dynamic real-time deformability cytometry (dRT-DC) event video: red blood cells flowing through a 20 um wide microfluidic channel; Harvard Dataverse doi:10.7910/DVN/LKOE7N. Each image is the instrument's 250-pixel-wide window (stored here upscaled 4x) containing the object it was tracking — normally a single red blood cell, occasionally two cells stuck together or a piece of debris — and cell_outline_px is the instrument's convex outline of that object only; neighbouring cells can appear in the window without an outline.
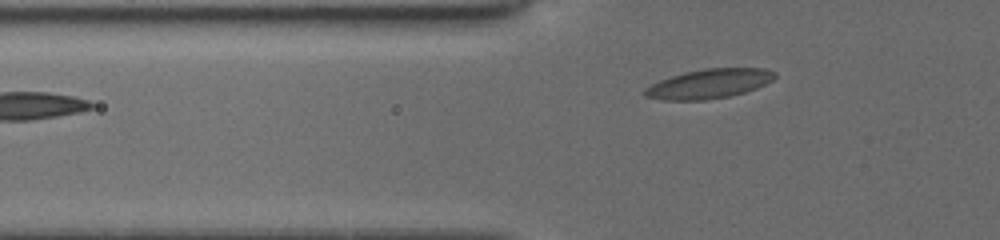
{"species": "common noctule bat (a hibernating species)", "species_latin": "Nyctalus noctula", "temperature_condition": "cold", "stored_images_in_passage": 37, "camera_frame_rate_fps": 3000, "um_per_image_px": 0.085, "animal": {"sex": "female", "body_mass_g": 19.5, "forearm_length_mm": 54.1}, "frame": {"image": 1, "passage_image": 2, "time_ms": 0.333, "image_size_px": [1000, 240], "cell_outline_px": [[776, 76], [772, 80], [756, 88], [744, 92], [728, 96], [704, 100], [664, 100], [644, 96], [644, 88], [660, 80], [684, 72], [704, 68], [764, 68], [776, 72]], "centroid_in_image_um": [60.26, 7.11], "position_along_channel_um": 65.5, "area_um2": 22.14}}
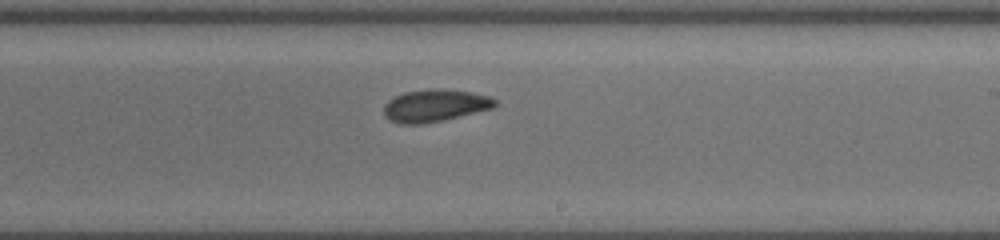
{"frame": {"image": 2, "passage_image": 17, "time_ms": 5.333, "image_size_px": [1000, 240], "cell_outline_px": [[500, 104], [492, 108], [444, 120], [420, 124], [400, 124], [384, 116], [384, 104], [388, 100], [404, 92], [436, 88], [444, 88], [472, 92], [488, 96], [496, 100]], "centroid_in_image_um": [36.98, 8.96], "position_along_channel_um": 252.0, "area_um2": 20.98}}
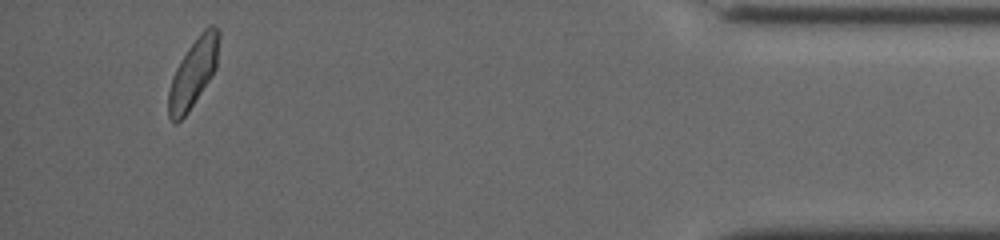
{"frame": {"image": 3, "passage_image": 34, "time_ms": 11.0, "image_size_px": [1000, 240], "cell_outline_px": [[220, 36], [216, 68], [212, 76], [188, 112], [176, 124], [168, 116], [168, 92], [176, 68], [180, 60], [188, 48], [200, 32], [208, 24], [212, 24], [220, 32]], "centroid_in_image_um": [16.44, 6.17], "position_along_channel_um": 418.8, "area_um2": 20.06}, "authors_computed_cell_mechanics": {"area_um2": 20.5768, "velocity_mm_per_s": 3.8902, "shape_relaxation_time_tau1_ms": 2.9005, "shape_relaxation_time_tau2_ms": 3.0412, "deformation_change_tau1": 0.0976, "deformation_change_tau2": 0.0839}}